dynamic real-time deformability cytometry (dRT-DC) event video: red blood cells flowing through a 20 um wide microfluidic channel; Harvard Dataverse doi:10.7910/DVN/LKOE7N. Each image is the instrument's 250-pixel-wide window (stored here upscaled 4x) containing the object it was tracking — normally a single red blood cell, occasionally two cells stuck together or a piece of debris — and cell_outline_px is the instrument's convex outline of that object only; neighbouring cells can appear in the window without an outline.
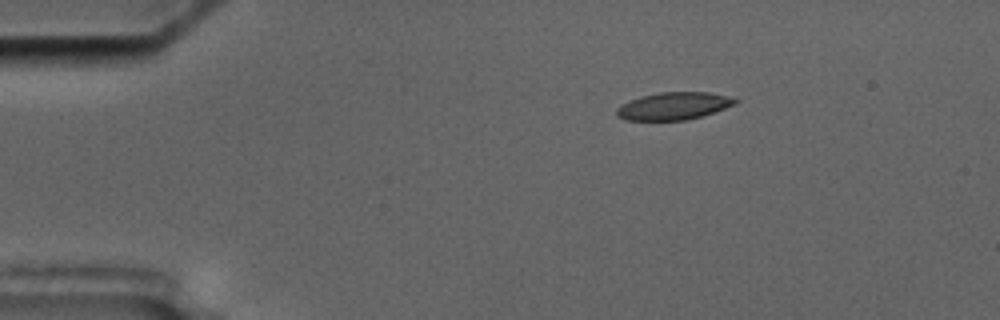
{"species": "common noctule bat (a hibernating species)", "species_latin": "Nyctalus noctula", "temperature_condition": "cold", "stored_images_in_passage": 5, "camera_frame_rate_fps": 3000, "um_per_image_px": 0.085, "animal": {"sex": "male", "body_mass_g": 17.5, "forearm_length_mm": 52.3}, "frame": {"image": 1, "passage_image": 3, "time_ms": 3.0, "image_size_px": [1000, 320], "cell_outline_px": [[740, 100], [736, 104], [688, 120], [628, 120], [616, 116], [616, 108], [620, 104], [640, 96], [660, 92], [708, 92], [728, 96]], "centroid_in_image_um": [57.23, 9.0], "position_along_channel_um": 27.8, "area_um2": 18.96}}